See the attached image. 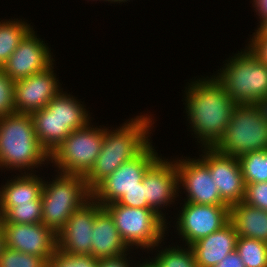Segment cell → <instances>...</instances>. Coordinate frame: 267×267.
Listing matches in <instances>:
<instances>
[{
  "mask_svg": "<svg viewBox=\"0 0 267 267\" xmlns=\"http://www.w3.org/2000/svg\"><path fill=\"white\" fill-rule=\"evenodd\" d=\"M252 7L254 8V13L259 17L257 20V27L267 19V0H252Z\"/></svg>",
  "mask_w": 267,
  "mask_h": 267,
  "instance_id": "obj_37",
  "label": "cell"
},
{
  "mask_svg": "<svg viewBox=\"0 0 267 267\" xmlns=\"http://www.w3.org/2000/svg\"><path fill=\"white\" fill-rule=\"evenodd\" d=\"M45 39L33 28L20 42L1 69L13 80L24 79L51 67L55 58Z\"/></svg>",
  "mask_w": 267,
  "mask_h": 267,
  "instance_id": "obj_14",
  "label": "cell"
},
{
  "mask_svg": "<svg viewBox=\"0 0 267 267\" xmlns=\"http://www.w3.org/2000/svg\"><path fill=\"white\" fill-rule=\"evenodd\" d=\"M4 247H5L4 232L2 229V225L0 223V254L3 251Z\"/></svg>",
  "mask_w": 267,
  "mask_h": 267,
  "instance_id": "obj_40",
  "label": "cell"
},
{
  "mask_svg": "<svg viewBox=\"0 0 267 267\" xmlns=\"http://www.w3.org/2000/svg\"><path fill=\"white\" fill-rule=\"evenodd\" d=\"M89 122L85 127L73 130L50 155L55 171L62 174L85 177L93 168L101 152L106 126Z\"/></svg>",
  "mask_w": 267,
  "mask_h": 267,
  "instance_id": "obj_8",
  "label": "cell"
},
{
  "mask_svg": "<svg viewBox=\"0 0 267 267\" xmlns=\"http://www.w3.org/2000/svg\"><path fill=\"white\" fill-rule=\"evenodd\" d=\"M183 204V205H182ZM176 223L172 226L182 240L183 245L190 246L197 240L220 230L230 219L228 205H204L190 202L180 203ZM181 209V210H180Z\"/></svg>",
  "mask_w": 267,
  "mask_h": 267,
  "instance_id": "obj_10",
  "label": "cell"
},
{
  "mask_svg": "<svg viewBox=\"0 0 267 267\" xmlns=\"http://www.w3.org/2000/svg\"><path fill=\"white\" fill-rule=\"evenodd\" d=\"M30 115L41 146L51 155L71 132L47 106Z\"/></svg>",
  "mask_w": 267,
  "mask_h": 267,
  "instance_id": "obj_23",
  "label": "cell"
},
{
  "mask_svg": "<svg viewBox=\"0 0 267 267\" xmlns=\"http://www.w3.org/2000/svg\"><path fill=\"white\" fill-rule=\"evenodd\" d=\"M214 148L233 157L267 150V105L236 104L225 134Z\"/></svg>",
  "mask_w": 267,
  "mask_h": 267,
  "instance_id": "obj_6",
  "label": "cell"
},
{
  "mask_svg": "<svg viewBox=\"0 0 267 267\" xmlns=\"http://www.w3.org/2000/svg\"><path fill=\"white\" fill-rule=\"evenodd\" d=\"M0 267H47V262L40 256L26 254L5 246L0 254Z\"/></svg>",
  "mask_w": 267,
  "mask_h": 267,
  "instance_id": "obj_29",
  "label": "cell"
},
{
  "mask_svg": "<svg viewBox=\"0 0 267 267\" xmlns=\"http://www.w3.org/2000/svg\"><path fill=\"white\" fill-rule=\"evenodd\" d=\"M91 256L97 260L117 257L130 251L118 232L109 211L95 201Z\"/></svg>",
  "mask_w": 267,
  "mask_h": 267,
  "instance_id": "obj_18",
  "label": "cell"
},
{
  "mask_svg": "<svg viewBox=\"0 0 267 267\" xmlns=\"http://www.w3.org/2000/svg\"><path fill=\"white\" fill-rule=\"evenodd\" d=\"M152 143L102 180L92 190V198L104 206L117 202L125 192L140 186L145 172L162 155L158 154Z\"/></svg>",
  "mask_w": 267,
  "mask_h": 267,
  "instance_id": "obj_9",
  "label": "cell"
},
{
  "mask_svg": "<svg viewBox=\"0 0 267 267\" xmlns=\"http://www.w3.org/2000/svg\"><path fill=\"white\" fill-rule=\"evenodd\" d=\"M121 238L130 249L147 252L167 239V222L151 208L128 207L117 202L104 205Z\"/></svg>",
  "mask_w": 267,
  "mask_h": 267,
  "instance_id": "obj_7",
  "label": "cell"
},
{
  "mask_svg": "<svg viewBox=\"0 0 267 267\" xmlns=\"http://www.w3.org/2000/svg\"><path fill=\"white\" fill-rule=\"evenodd\" d=\"M256 31L262 36L267 37V19H265L257 28Z\"/></svg>",
  "mask_w": 267,
  "mask_h": 267,
  "instance_id": "obj_38",
  "label": "cell"
},
{
  "mask_svg": "<svg viewBox=\"0 0 267 267\" xmlns=\"http://www.w3.org/2000/svg\"><path fill=\"white\" fill-rule=\"evenodd\" d=\"M127 1L130 2V0H108V3H110V4H111V3H114V5H115V3H117V4H118V3H119V4H120V3H121V4L124 3V4H125V2H127Z\"/></svg>",
  "mask_w": 267,
  "mask_h": 267,
  "instance_id": "obj_41",
  "label": "cell"
},
{
  "mask_svg": "<svg viewBox=\"0 0 267 267\" xmlns=\"http://www.w3.org/2000/svg\"><path fill=\"white\" fill-rule=\"evenodd\" d=\"M90 1H98V0H90ZM99 1H103V2H107L108 0H99Z\"/></svg>",
  "mask_w": 267,
  "mask_h": 267,
  "instance_id": "obj_42",
  "label": "cell"
},
{
  "mask_svg": "<svg viewBox=\"0 0 267 267\" xmlns=\"http://www.w3.org/2000/svg\"><path fill=\"white\" fill-rule=\"evenodd\" d=\"M196 158L183 157V155L175 158L179 194L185 193V199L181 201L204 205H227L221 199L209 168L199 158Z\"/></svg>",
  "mask_w": 267,
  "mask_h": 267,
  "instance_id": "obj_12",
  "label": "cell"
},
{
  "mask_svg": "<svg viewBox=\"0 0 267 267\" xmlns=\"http://www.w3.org/2000/svg\"><path fill=\"white\" fill-rule=\"evenodd\" d=\"M214 267H246L240 258L238 252L234 250L225 256L216 266Z\"/></svg>",
  "mask_w": 267,
  "mask_h": 267,
  "instance_id": "obj_36",
  "label": "cell"
},
{
  "mask_svg": "<svg viewBox=\"0 0 267 267\" xmlns=\"http://www.w3.org/2000/svg\"><path fill=\"white\" fill-rule=\"evenodd\" d=\"M196 78L184 87L185 118L198 149L214 147L225 134L236 103L213 75Z\"/></svg>",
  "mask_w": 267,
  "mask_h": 267,
  "instance_id": "obj_1",
  "label": "cell"
},
{
  "mask_svg": "<svg viewBox=\"0 0 267 267\" xmlns=\"http://www.w3.org/2000/svg\"><path fill=\"white\" fill-rule=\"evenodd\" d=\"M54 65L43 72L14 81L16 113L31 114L46 107L64 88L54 72Z\"/></svg>",
  "mask_w": 267,
  "mask_h": 267,
  "instance_id": "obj_15",
  "label": "cell"
},
{
  "mask_svg": "<svg viewBox=\"0 0 267 267\" xmlns=\"http://www.w3.org/2000/svg\"><path fill=\"white\" fill-rule=\"evenodd\" d=\"M236 251L246 267H267V243L238 236Z\"/></svg>",
  "mask_w": 267,
  "mask_h": 267,
  "instance_id": "obj_28",
  "label": "cell"
},
{
  "mask_svg": "<svg viewBox=\"0 0 267 267\" xmlns=\"http://www.w3.org/2000/svg\"><path fill=\"white\" fill-rule=\"evenodd\" d=\"M243 202L267 211V182L246 184Z\"/></svg>",
  "mask_w": 267,
  "mask_h": 267,
  "instance_id": "obj_32",
  "label": "cell"
},
{
  "mask_svg": "<svg viewBox=\"0 0 267 267\" xmlns=\"http://www.w3.org/2000/svg\"><path fill=\"white\" fill-rule=\"evenodd\" d=\"M238 234L229 221L220 230L190 245L198 267H214L225 256L236 250Z\"/></svg>",
  "mask_w": 267,
  "mask_h": 267,
  "instance_id": "obj_19",
  "label": "cell"
},
{
  "mask_svg": "<svg viewBox=\"0 0 267 267\" xmlns=\"http://www.w3.org/2000/svg\"><path fill=\"white\" fill-rule=\"evenodd\" d=\"M5 246L42 257L46 262L57 250V234L43 223L15 224L0 222Z\"/></svg>",
  "mask_w": 267,
  "mask_h": 267,
  "instance_id": "obj_16",
  "label": "cell"
},
{
  "mask_svg": "<svg viewBox=\"0 0 267 267\" xmlns=\"http://www.w3.org/2000/svg\"><path fill=\"white\" fill-rule=\"evenodd\" d=\"M0 222L15 224L42 223V200H33L30 204L0 206Z\"/></svg>",
  "mask_w": 267,
  "mask_h": 267,
  "instance_id": "obj_26",
  "label": "cell"
},
{
  "mask_svg": "<svg viewBox=\"0 0 267 267\" xmlns=\"http://www.w3.org/2000/svg\"><path fill=\"white\" fill-rule=\"evenodd\" d=\"M145 114L140 112L118 128L105 129L101 152L93 168L84 177L91 191L120 165L139 155L153 141L151 134L153 136L155 119L152 118L153 114Z\"/></svg>",
  "mask_w": 267,
  "mask_h": 267,
  "instance_id": "obj_2",
  "label": "cell"
},
{
  "mask_svg": "<svg viewBox=\"0 0 267 267\" xmlns=\"http://www.w3.org/2000/svg\"><path fill=\"white\" fill-rule=\"evenodd\" d=\"M255 32L248 38L247 46L251 51L267 65V37H262L255 29Z\"/></svg>",
  "mask_w": 267,
  "mask_h": 267,
  "instance_id": "obj_34",
  "label": "cell"
},
{
  "mask_svg": "<svg viewBox=\"0 0 267 267\" xmlns=\"http://www.w3.org/2000/svg\"><path fill=\"white\" fill-rule=\"evenodd\" d=\"M77 98L62 89L47 105L70 132L83 128L93 121L84 102Z\"/></svg>",
  "mask_w": 267,
  "mask_h": 267,
  "instance_id": "obj_22",
  "label": "cell"
},
{
  "mask_svg": "<svg viewBox=\"0 0 267 267\" xmlns=\"http://www.w3.org/2000/svg\"><path fill=\"white\" fill-rule=\"evenodd\" d=\"M238 160L245 184L267 182V150L242 154Z\"/></svg>",
  "mask_w": 267,
  "mask_h": 267,
  "instance_id": "obj_27",
  "label": "cell"
},
{
  "mask_svg": "<svg viewBox=\"0 0 267 267\" xmlns=\"http://www.w3.org/2000/svg\"><path fill=\"white\" fill-rule=\"evenodd\" d=\"M132 251L133 250L131 249L127 253L117 257L99 259L98 267H136L137 260H133V258H130L133 257L132 255H130L131 253H133Z\"/></svg>",
  "mask_w": 267,
  "mask_h": 267,
  "instance_id": "obj_35",
  "label": "cell"
},
{
  "mask_svg": "<svg viewBox=\"0 0 267 267\" xmlns=\"http://www.w3.org/2000/svg\"><path fill=\"white\" fill-rule=\"evenodd\" d=\"M47 267H98V260L91 255L67 254L57 249L47 262Z\"/></svg>",
  "mask_w": 267,
  "mask_h": 267,
  "instance_id": "obj_30",
  "label": "cell"
},
{
  "mask_svg": "<svg viewBox=\"0 0 267 267\" xmlns=\"http://www.w3.org/2000/svg\"><path fill=\"white\" fill-rule=\"evenodd\" d=\"M161 157L148 168L143 176L144 198L148 207L159 214L171 228V221L166 219L167 211H163L168 206L175 205V201L181 196L179 195L178 171L174 157L171 159Z\"/></svg>",
  "mask_w": 267,
  "mask_h": 267,
  "instance_id": "obj_11",
  "label": "cell"
},
{
  "mask_svg": "<svg viewBox=\"0 0 267 267\" xmlns=\"http://www.w3.org/2000/svg\"><path fill=\"white\" fill-rule=\"evenodd\" d=\"M162 244L166 245L164 240L147 252V254L149 252L153 254V250L156 252L153 254H156L154 257L152 256L151 258L149 256L148 258L157 267H198L194 253L190 246L183 244H180V246L177 244H172L171 246L170 244L164 247Z\"/></svg>",
  "mask_w": 267,
  "mask_h": 267,
  "instance_id": "obj_25",
  "label": "cell"
},
{
  "mask_svg": "<svg viewBox=\"0 0 267 267\" xmlns=\"http://www.w3.org/2000/svg\"><path fill=\"white\" fill-rule=\"evenodd\" d=\"M16 174H12V178L0 185V206L30 204L31 201L41 198L43 176L36 173Z\"/></svg>",
  "mask_w": 267,
  "mask_h": 267,
  "instance_id": "obj_20",
  "label": "cell"
},
{
  "mask_svg": "<svg viewBox=\"0 0 267 267\" xmlns=\"http://www.w3.org/2000/svg\"><path fill=\"white\" fill-rule=\"evenodd\" d=\"M213 73L236 104L267 105V65L246 45Z\"/></svg>",
  "mask_w": 267,
  "mask_h": 267,
  "instance_id": "obj_4",
  "label": "cell"
},
{
  "mask_svg": "<svg viewBox=\"0 0 267 267\" xmlns=\"http://www.w3.org/2000/svg\"><path fill=\"white\" fill-rule=\"evenodd\" d=\"M48 163L50 155L35 134L30 114L13 113L0 118L1 172L7 170L11 173L34 174L38 173V168L45 167V164L48 166Z\"/></svg>",
  "mask_w": 267,
  "mask_h": 267,
  "instance_id": "obj_3",
  "label": "cell"
},
{
  "mask_svg": "<svg viewBox=\"0 0 267 267\" xmlns=\"http://www.w3.org/2000/svg\"><path fill=\"white\" fill-rule=\"evenodd\" d=\"M19 19L10 18L0 21V68L16 50L24 37L34 28L31 23H27L26 19Z\"/></svg>",
  "mask_w": 267,
  "mask_h": 267,
  "instance_id": "obj_24",
  "label": "cell"
},
{
  "mask_svg": "<svg viewBox=\"0 0 267 267\" xmlns=\"http://www.w3.org/2000/svg\"><path fill=\"white\" fill-rule=\"evenodd\" d=\"M95 220V200L91 198L72 213L57 233V249L67 254L91 255L92 232Z\"/></svg>",
  "mask_w": 267,
  "mask_h": 267,
  "instance_id": "obj_17",
  "label": "cell"
},
{
  "mask_svg": "<svg viewBox=\"0 0 267 267\" xmlns=\"http://www.w3.org/2000/svg\"><path fill=\"white\" fill-rule=\"evenodd\" d=\"M229 221L238 236L267 243V211L241 201L230 206Z\"/></svg>",
  "mask_w": 267,
  "mask_h": 267,
  "instance_id": "obj_21",
  "label": "cell"
},
{
  "mask_svg": "<svg viewBox=\"0 0 267 267\" xmlns=\"http://www.w3.org/2000/svg\"><path fill=\"white\" fill-rule=\"evenodd\" d=\"M144 197V185L141 181L140 186L125 192L117 203L128 207L149 208Z\"/></svg>",
  "mask_w": 267,
  "mask_h": 267,
  "instance_id": "obj_33",
  "label": "cell"
},
{
  "mask_svg": "<svg viewBox=\"0 0 267 267\" xmlns=\"http://www.w3.org/2000/svg\"><path fill=\"white\" fill-rule=\"evenodd\" d=\"M199 159L209 168L221 199L230 207L243 201L246 184L238 157L217 151L214 147H201Z\"/></svg>",
  "mask_w": 267,
  "mask_h": 267,
  "instance_id": "obj_13",
  "label": "cell"
},
{
  "mask_svg": "<svg viewBox=\"0 0 267 267\" xmlns=\"http://www.w3.org/2000/svg\"><path fill=\"white\" fill-rule=\"evenodd\" d=\"M145 259L140 261L138 260L136 263V267H157L150 259H146V257H144ZM142 261V262H141Z\"/></svg>",
  "mask_w": 267,
  "mask_h": 267,
  "instance_id": "obj_39",
  "label": "cell"
},
{
  "mask_svg": "<svg viewBox=\"0 0 267 267\" xmlns=\"http://www.w3.org/2000/svg\"><path fill=\"white\" fill-rule=\"evenodd\" d=\"M16 113L14 81L0 68V118Z\"/></svg>",
  "mask_w": 267,
  "mask_h": 267,
  "instance_id": "obj_31",
  "label": "cell"
},
{
  "mask_svg": "<svg viewBox=\"0 0 267 267\" xmlns=\"http://www.w3.org/2000/svg\"><path fill=\"white\" fill-rule=\"evenodd\" d=\"M51 176L44 179L41 192L42 223L57 234L72 213L92 198V191L83 176L58 172Z\"/></svg>",
  "mask_w": 267,
  "mask_h": 267,
  "instance_id": "obj_5",
  "label": "cell"
}]
</instances>
